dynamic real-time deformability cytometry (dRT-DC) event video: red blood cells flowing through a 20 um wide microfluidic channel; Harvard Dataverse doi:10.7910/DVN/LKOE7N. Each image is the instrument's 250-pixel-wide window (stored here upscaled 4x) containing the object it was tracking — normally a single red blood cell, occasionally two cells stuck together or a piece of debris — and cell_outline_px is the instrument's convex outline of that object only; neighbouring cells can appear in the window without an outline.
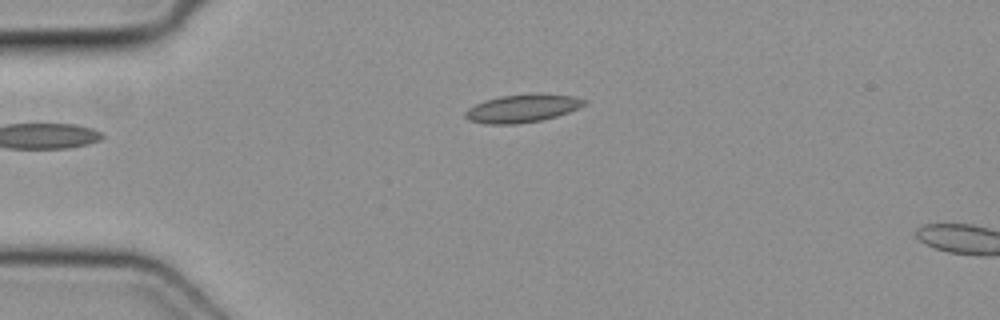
{"species": "common noctule bat (a hibernating species)", "species_latin": "Nyctalus noctula", "temperature_condition": "cold", "stored_images_in_passage": 4, "camera_frame_rate_fps": 3000, "um_per_image_px": 0.085, "animal": {"sex": "female", "body_mass_g": 19.3, "forearm_length_mm": 54.1}, "frame": {"image": 1, "passage_image": 1, "time_ms": 0.0, "image_size_px": [1000, 320], "cell_outline_px": [[588, 104], [580, 108], [544, 120], [516, 124], [484, 124], [468, 120], [464, 116], [464, 112], [468, 108], [484, 100], [500, 96], [532, 92], [540, 92], [576, 96], [588, 100]], "centroid_in_image_um": [44.45, 9.19], "position_along_channel_um": 40.5, "area_um2": 20.11}}